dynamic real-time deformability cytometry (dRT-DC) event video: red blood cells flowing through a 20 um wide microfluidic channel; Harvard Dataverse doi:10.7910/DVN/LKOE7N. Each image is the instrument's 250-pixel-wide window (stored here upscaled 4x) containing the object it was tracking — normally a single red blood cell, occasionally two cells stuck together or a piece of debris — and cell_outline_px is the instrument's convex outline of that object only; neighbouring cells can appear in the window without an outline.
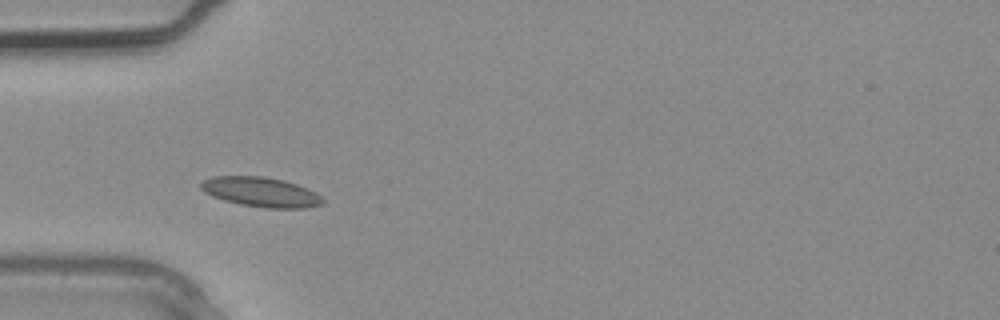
{"species": "common noctule bat (a hibernating species)", "species_latin": "Nyctalus noctula", "temperature_condition": "warm", "stored_images_in_passage": 4, "camera_frame_rate_fps": 3000, "um_per_image_px": 0.085, "animal": {"sex": "male", "body_mass_g": 20.4}, "frame": {"image": 1, "passage_image": 4, "time_ms": 1.0, "image_size_px": [1000, 320], "cell_outline_px": [[324, 204], [304, 208], [268, 208], [240, 204], [224, 200], [212, 196], [204, 192], [200, 188], [200, 184], [204, 180], [212, 176], [264, 176], [284, 180], [308, 188], [316, 192], [324, 200]], "centroid_in_image_um": [22.18, 16.32], "position_along_channel_um": 62.8, "area_um2": 21.15}}